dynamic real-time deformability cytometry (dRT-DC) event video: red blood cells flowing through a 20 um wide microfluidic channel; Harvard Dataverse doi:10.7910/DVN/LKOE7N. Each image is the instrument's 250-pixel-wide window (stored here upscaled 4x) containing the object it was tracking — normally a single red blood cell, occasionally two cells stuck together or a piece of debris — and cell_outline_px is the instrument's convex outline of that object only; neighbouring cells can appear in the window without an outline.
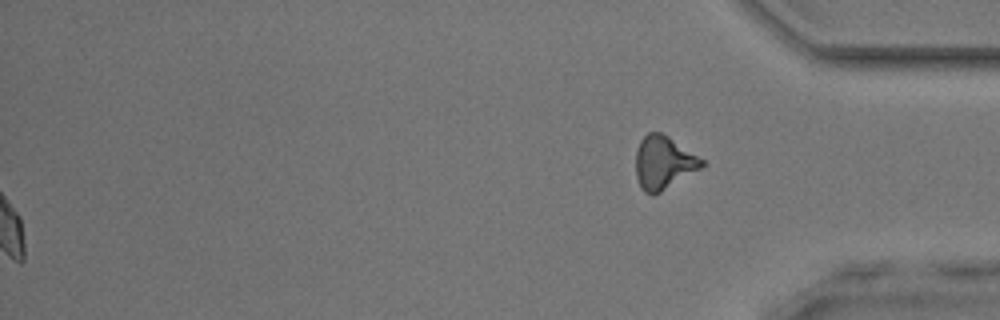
{"species": "common noctule bat (a hibernating species)", "species_latin": "Nyctalus noctula", "temperature_condition": "room temperature", "stored_images_in_passage": 50, "segment_of_instrument_passage": [2, 2], "camera_frame_rate_fps": 3000, "um_per_image_px": 0.085, "animal": {"sex": "male", "body_mass_g": 17.9, "forearm_length_mm": 54.2}, "frame": {"image": 1, "passage_image": 50, "time_ms": 16.333, "image_size_px": [1000, 320], "cell_outline_px": [[708, 164], [660, 192], [652, 196], [644, 192], [640, 188], [636, 176], [636, 148], [640, 140], [648, 132], [660, 132], [668, 136], [704, 160]], "centroid_in_image_um": [56.39, 13.83], "position_along_channel_um": 378.8, "area_um2": 20.52}}